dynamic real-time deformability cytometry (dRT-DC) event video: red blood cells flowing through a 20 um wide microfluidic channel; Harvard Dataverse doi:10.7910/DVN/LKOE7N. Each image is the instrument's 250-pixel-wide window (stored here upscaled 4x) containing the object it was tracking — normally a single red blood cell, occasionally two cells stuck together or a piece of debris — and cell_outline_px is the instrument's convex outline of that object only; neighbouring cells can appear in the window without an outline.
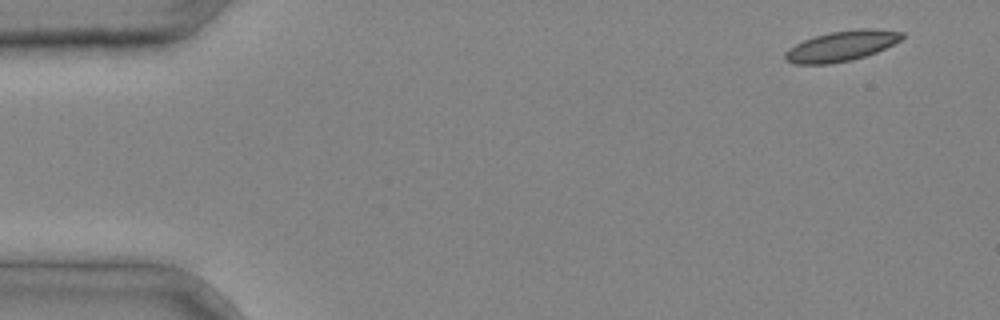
{"species": "common noctule bat (a hibernating species)", "species_latin": "Nyctalus noctula", "temperature_condition": "cold", "stored_images_in_passage": 3, "camera_frame_rate_fps": 3000, "um_per_image_px": 0.085, "animal": {"sex": "male", "body_mass_g": 20.4}, "frame": {"image": 1, "passage_image": 1, "time_ms": 0.0, "image_size_px": [1000, 320], "cell_outline_px": [[904, 36], [900, 40], [876, 52], [852, 60], [828, 64], [796, 64], [784, 60], [784, 52], [788, 48], [804, 40], [816, 36], [832, 32], [860, 28], [872, 28], [904, 32]], "centroid_in_image_um": [71.51, 3.91], "position_along_channel_um": 13.5, "area_um2": 20.52}}